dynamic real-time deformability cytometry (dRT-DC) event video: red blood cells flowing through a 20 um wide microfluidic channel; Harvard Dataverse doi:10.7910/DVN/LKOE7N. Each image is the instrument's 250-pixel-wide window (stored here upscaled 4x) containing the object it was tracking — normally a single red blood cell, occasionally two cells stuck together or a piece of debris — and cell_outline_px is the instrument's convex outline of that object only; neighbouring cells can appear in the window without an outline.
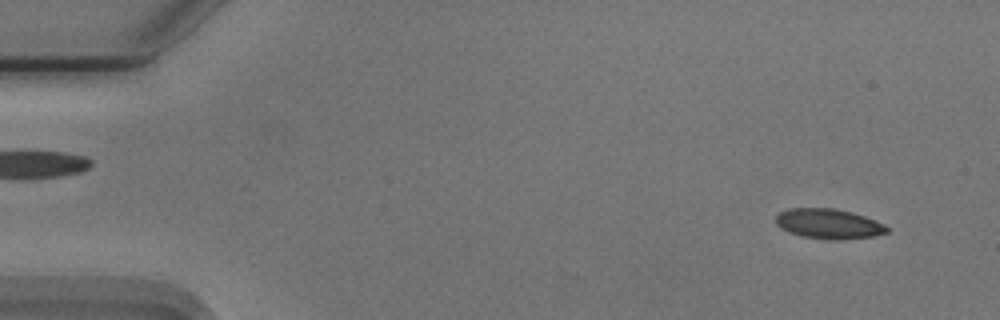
{"species": "Egyptian fruit bat (a non-hibernating species)", "species_latin": "Rousettus aegyptiacus", "temperature_condition": "cold", "stored_images_in_passage": 54, "camera_frame_rate_fps": 3000, "um_per_image_px": 0.085, "animal": {"sex": "male"}, "frame": {"image": 1, "passage_image": 4, "time_ms": 1.0, "image_size_px": [1000, 320], "cell_outline_px": [[888, 232], [872, 236], [840, 240], [828, 240], [800, 236], [788, 232], [780, 228], [776, 224], [776, 216], [780, 212], [788, 208], [832, 208], [852, 212], [864, 216], [884, 224], [888, 228]], "centroid_in_image_um": [70.4, 19.03], "position_along_channel_um": 14.6, "area_um2": 19.48}}
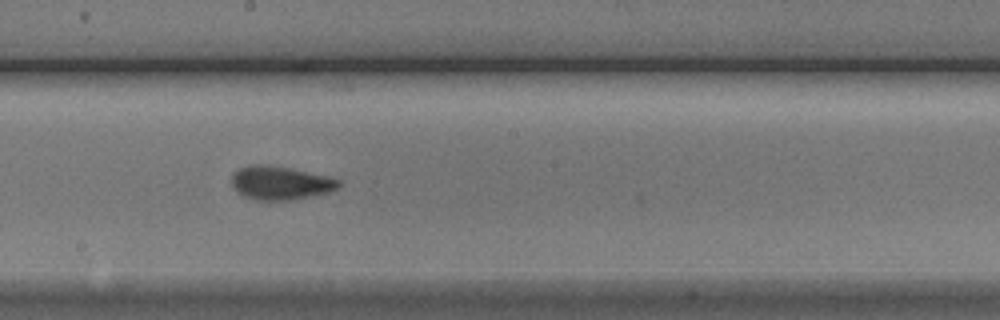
{"frame": {"image": 2, "passage_image": 30, "time_ms": 9.667, "image_size_px": [1000, 320], "cell_outline_px": [[340, 188], [328, 192], [288, 200], [256, 200], [244, 196], [236, 192], [232, 184], [232, 176], [240, 168], [256, 164], [264, 164], [288, 168], [324, 176], [340, 180]], "centroid_in_image_um": [23.8, 15.56], "position_along_channel_um": 224.4, "area_um2": 20.46}}
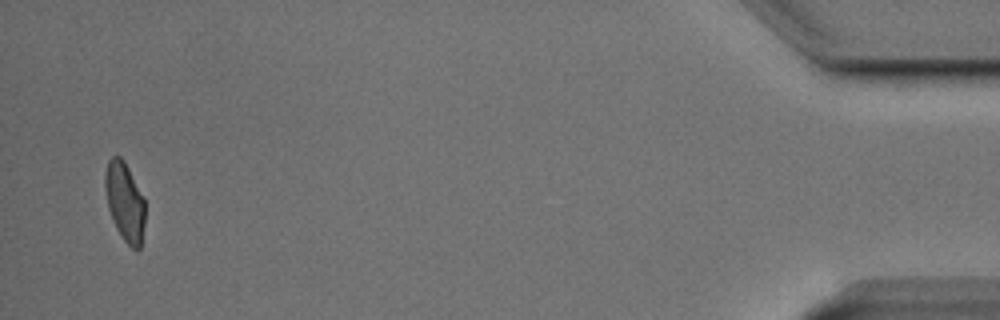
{"frame": {"image": 3, "passage_image": 53, "time_ms": 17.333, "image_size_px": [1000, 320], "cell_outline_px": [[144, 224], [140, 248], [136, 252], [120, 236], [112, 220], [108, 208], [104, 188], [104, 176], [108, 160], [112, 156], [120, 156], [124, 160], [144, 200]], "centroid_in_image_um": [10.58, 17.16], "position_along_channel_um": 424.6, "area_um2": 18.32}, "authors_computed_cell_mechanics": {"area_um2": 19.8543, "velocity_mm_per_s": 3.7452, "shape_relaxation_time_tau1_ms": 3.3522, "shape_relaxation_time_tau2_ms": 1.1834, "deformation_change_tau1": 0.1141, "deformation_change_tau2": 0.0637}}